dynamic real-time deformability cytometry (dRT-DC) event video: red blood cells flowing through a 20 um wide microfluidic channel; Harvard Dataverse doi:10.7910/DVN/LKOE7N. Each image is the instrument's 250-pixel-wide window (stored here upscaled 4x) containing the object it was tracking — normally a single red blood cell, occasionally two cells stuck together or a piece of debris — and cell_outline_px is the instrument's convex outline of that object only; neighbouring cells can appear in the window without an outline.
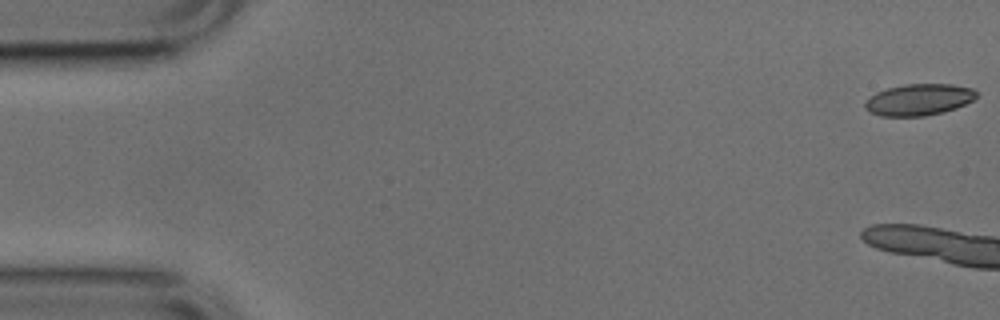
{"species": "common noctule bat (a hibernating species)", "species_latin": "Nyctalus noctula", "temperature_condition": "cold", "stored_images_in_passage": 4, "camera_frame_rate_fps": 3000, "um_per_image_px": 0.085, "animal": {"sex": "male", "body_mass_g": 17.9, "forearm_length_mm": 54.2}, "frame": {"image": 1, "passage_image": 1, "time_ms": 0.0, "image_size_px": [1000, 320], "cell_outline_px": [[976, 96], [972, 100], [956, 108], [944, 112], [924, 116], [880, 116], [868, 112], [864, 108], [864, 100], [876, 92], [888, 88], [904, 84], [952, 84], [972, 88], [976, 92]], "centroid_in_image_um": [78.05, 8.47], "position_along_channel_um": 7.0, "area_um2": 20.58}}